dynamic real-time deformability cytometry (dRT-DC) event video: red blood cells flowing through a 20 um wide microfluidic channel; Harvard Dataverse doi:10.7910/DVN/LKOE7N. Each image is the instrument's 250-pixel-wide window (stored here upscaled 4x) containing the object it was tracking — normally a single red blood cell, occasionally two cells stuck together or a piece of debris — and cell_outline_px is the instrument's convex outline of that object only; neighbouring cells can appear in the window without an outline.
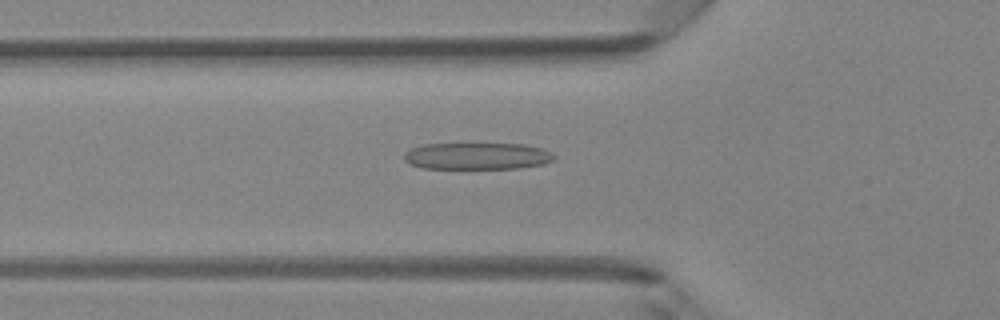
{"species": "Egyptian fruit bat (a non-hibernating species)", "species_latin": "Rousettus aegyptiacus", "temperature_condition": "room temperature", "stored_images_in_passage": 48, "camera_frame_rate_fps": 3000, "um_per_image_px": 0.085, "animal": {"sex": "female"}, "frame": {"image": 1, "passage_image": 17, "time_ms": 5.333, "image_size_px": [1000, 320], "cell_outline_px": [[556, 156], [552, 160], [540, 164], [520, 168], [424, 168], [408, 164], [404, 160], [404, 152], [412, 148], [424, 144], [524, 144], [544, 148]], "centroid_in_image_um": [40.53, 13.26], "position_along_channel_um": 85.3, "area_um2": 23.35}}
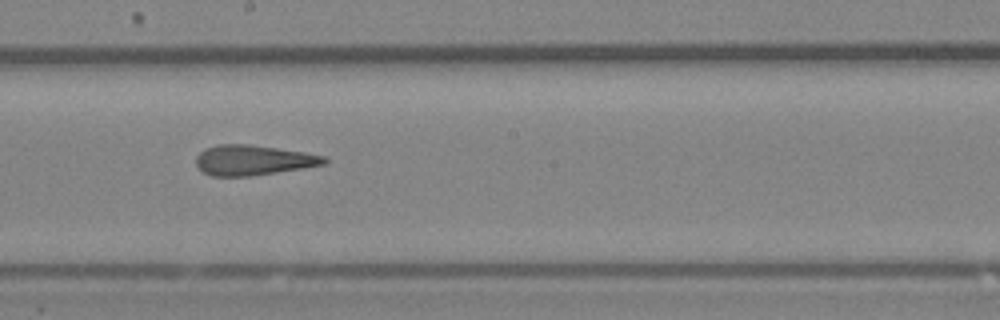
{"frame": {"image": 2, "passage_image": 27, "time_ms": 8.667, "image_size_px": [1000, 320], "cell_outline_px": [[328, 160], [324, 164], [304, 168], [252, 176], [212, 176], [204, 172], [196, 164], [196, 156], [204, 148], [220, 144], [248, 144], [304, 152], [324, 156]], "centroid_in_image_um": [21.5, 13.61], "position_along_channel_um": 226.7, "area_um2": 22.43}}
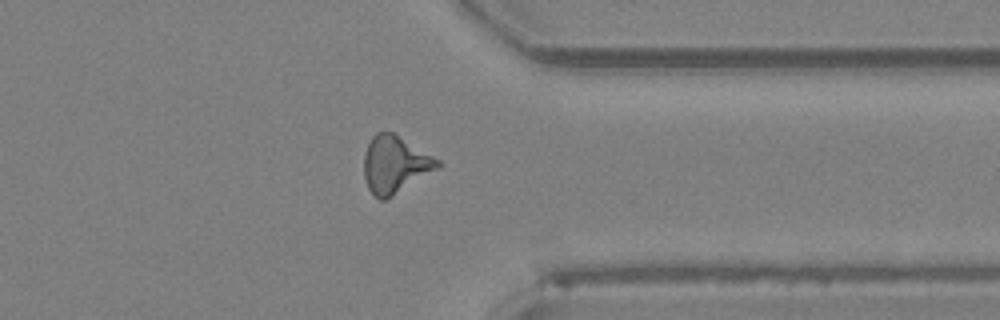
{"frame": {"image": 3, "passage_image": 38, "time_ms": 12.333, "image_size_px": [1000, 320], "cell_outline_px": [[440, 168], [392, 196], [384, 200], [380, 200], [368, 188], [364, 176], [364, 152], [372, 136], [376, 132], [392, 132], [440, 160]], "centroid_in_image_um": [33.57, 13.98], "position_along_channel_um": 377.8, "area_um2": 24.33}, "authors_computed_cell_mechanics": {"area_um2": 23.2934, "velocity_mm_per_s": 4.2436, "shape_relaxation_time_tau1_ms": 9.2042, "shape_relaxation_time_tau2_ms": 2.3933, "deformation_change_tau1": 0.2783, "deformation_change_tau2": 0.1576}}